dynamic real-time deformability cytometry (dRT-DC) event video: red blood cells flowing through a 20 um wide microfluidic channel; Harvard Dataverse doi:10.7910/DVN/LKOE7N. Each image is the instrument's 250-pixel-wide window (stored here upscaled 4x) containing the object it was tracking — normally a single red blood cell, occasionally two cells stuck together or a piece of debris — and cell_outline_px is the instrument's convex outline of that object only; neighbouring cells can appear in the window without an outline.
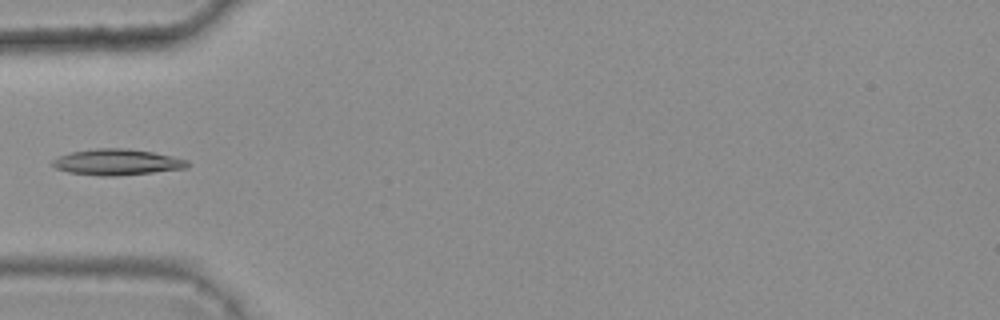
{"species": "common noctule bat (a hibernating species)", "species_latin": "Nyctalus noctula", "temperature_condition": "warm", "stored_images_in_passage": 3, "camera_frame_rate_fps": 3000, "um_per_image_px": 0.085, "animal": {"sex": "female", "body_mass_g": 25.1}, "frame": {"image": 1, "passage_image": 3, "time_ms": 0.667, "image_size_px": [1000, 320], "cell_outline_px": [[188, 164], [184, 168], [152, 172], [116, 176], [100, 176], [68, 172], [56, 168], [52, 164], [52, 160], [56, 156], [72, 152], [96, 148], [124, 148], [152, 152], [188, 160]], "centroid_in_image_um": [9.88, 13.78], "position_along_channel_um": 75.1, "area_um2": 20.23}}